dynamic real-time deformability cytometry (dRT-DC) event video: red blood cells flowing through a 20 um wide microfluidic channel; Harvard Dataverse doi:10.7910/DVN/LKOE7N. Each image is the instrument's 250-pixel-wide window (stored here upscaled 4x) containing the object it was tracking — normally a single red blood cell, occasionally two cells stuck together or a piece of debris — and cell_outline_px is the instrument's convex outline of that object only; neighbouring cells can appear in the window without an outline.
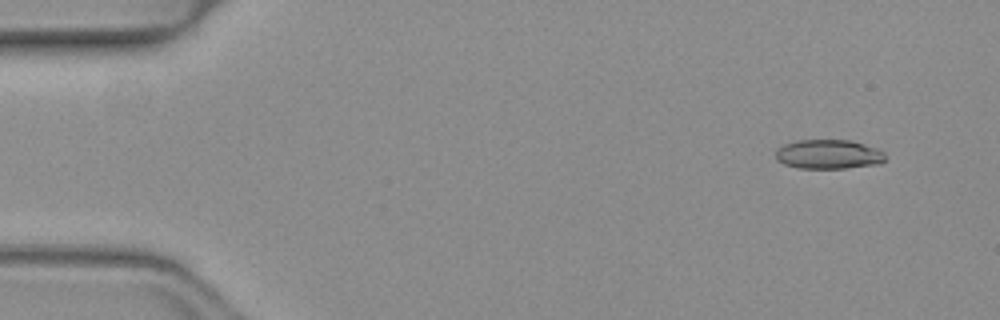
{"species": "common noctule bat (a hibernating species)", "species_latin": "Nyctalus noctula", "temperature_condition": "warm", "stored_images_in_passage": 50, "camera_frame_rate_fps": 3000, "um_per_image_px": 0.085, "animal": {"sex": "female", "body_mass_g": 19.3, "forearm_length_mm": 54.1}, "frame": {"image": 1, "passage_image": 3, "time_ms": 0.667, "image_size_px": [1000, 320], "cell_outline_px": [[884, 160], [880, 164], [844, 168], [800, 168], [784, 164], [776, 160], [776, 148], [784, 144], [796, 140], [852, 140], [876, 148], [884, 152]], "centroid_in_image_um": [70.4, 13.11], "position_along_channel_um": 14.6, "area_um2": 18.79}}
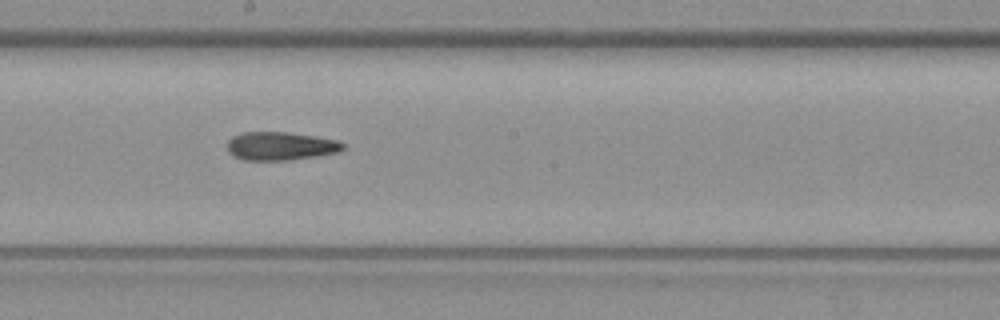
{"frame": {"image": 2, "passage_image": 27, "time_ms": 8.667, "image_size_px": [1000, 320], "cell_outline_px": [[344, 148], [340, 152], [316, 156], [288, 160], [244, 160], [228, 152], [228, 140], [232, 136], [240, 132], [284, 132], [316, 136], [340, 140], [344, 144]], "centroid_in_image_um": [23.87, 12.4], "position_along_channel_um": 224.3, "area_um2": 19.19}}
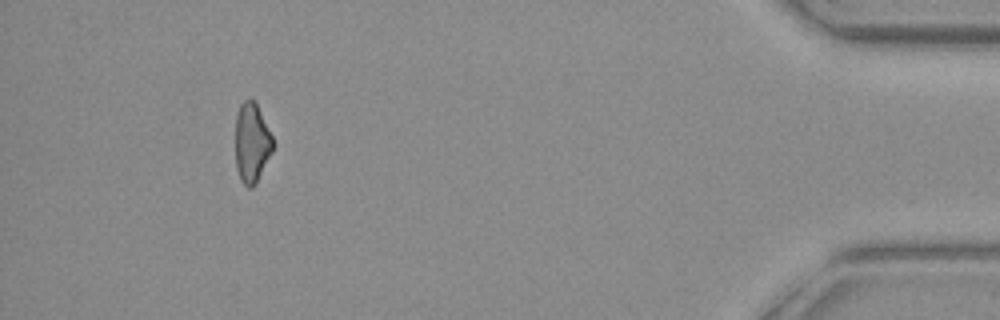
{"frame": {"image": 3, "passage_image": 46, "time_ms": 15.0, "image_size_px": [1000, 320], "cell_outline_px": [[276, 144], [256, 184], [252, 188], [248, 188], [240, 180], [236, 168], [236, 112], [240, 104], [248, 96], [256, 104]], "centroid_in_image_um": [21.4, 12.15], "position_along_channel_um": 413.8, "area_um2": 17.57}, "authors_computed_cell_mechanics": {"area_um2": 18.8428, "velocity_mm_per_s": 4.0633, "shape_relaxation_time_tau1_ms": null, "shape_relaxation_time_tau2_ms": 4.0776, "deformation_change_tau1": null, "deformation_change_tau2": 0.1515}}